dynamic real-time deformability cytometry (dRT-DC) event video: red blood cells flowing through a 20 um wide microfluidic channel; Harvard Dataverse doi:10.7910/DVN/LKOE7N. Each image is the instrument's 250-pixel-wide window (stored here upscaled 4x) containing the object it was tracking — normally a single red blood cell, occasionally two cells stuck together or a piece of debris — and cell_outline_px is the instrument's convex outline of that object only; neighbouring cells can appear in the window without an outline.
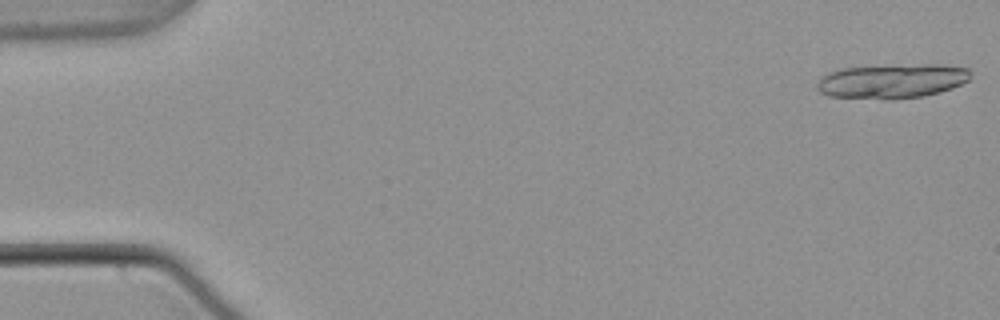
{"species": "common noctule bat (a hibernating species)", "species_latin": "Nyctalus noctula", "temperature_condition": "warm", "stored_images_in_passage": 29, "camera_frame_rate_fps": 3000, "um_per_image_px": 0.085, "animal": {"sex": "male", "body_mass_g": 21.5, "forearm_length_mm": 52.0}, "frame": {"image": 1, "passage_image": 1, "time_ms": 0.0, "image_size_px": [1000, 320], "cell_outline_px": [[972, 72], [968, 80], [952, 88], [940, 92], [924, 96], [896, 100], [888, 100], [828, 96], [820, 92], [816, 88], [816, 84], [828, 72], [844, 68], [924, 64], [944, 64], [968, 68]], "centroid_in_image_um": [75.85, 6.91], "position_along_channel_um": 9.1, "area_um2": 30.98}}